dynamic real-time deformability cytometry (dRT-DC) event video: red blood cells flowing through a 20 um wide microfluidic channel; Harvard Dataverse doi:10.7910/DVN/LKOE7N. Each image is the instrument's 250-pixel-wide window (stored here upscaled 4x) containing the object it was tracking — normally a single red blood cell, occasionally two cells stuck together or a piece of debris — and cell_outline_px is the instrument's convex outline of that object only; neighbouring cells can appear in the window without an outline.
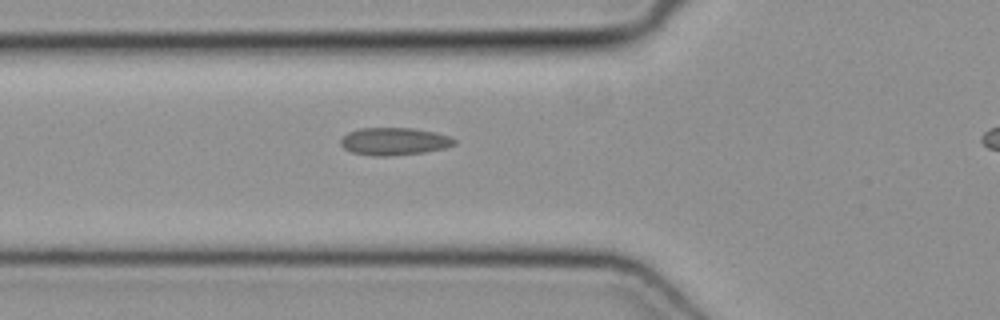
{"species": "common noctule bat (a hibernating species)", "species_latin": "Nyctalus noctula", "temperature_condition": "cold", "stored_images_in_passage": 28, "camera_frame_rate_fps": 3000, "um_per_image_px": 0.085, "animal": {"sex": "female", "body_mass_g": 19.3, "forearm_length_mm": 54.1}, "frame": {"image": 1, "passage_image": 2, "time_ms": 0.333, "image_size_px": [1000, 320], "cell_outline_px": [[456, 144], [444, 148], [424, 152], [388, 156], [372, 156], [352, 152], [344, 148], [340, 144], [340, 140], [348, 132], [360, 128], [412, 128], [432, 132], [448, 136], [456, 140]], "centroid_in_image_um": [33.47, 12.02], "position_along_channel_um": 92.3, "area_um2": 18.09}}
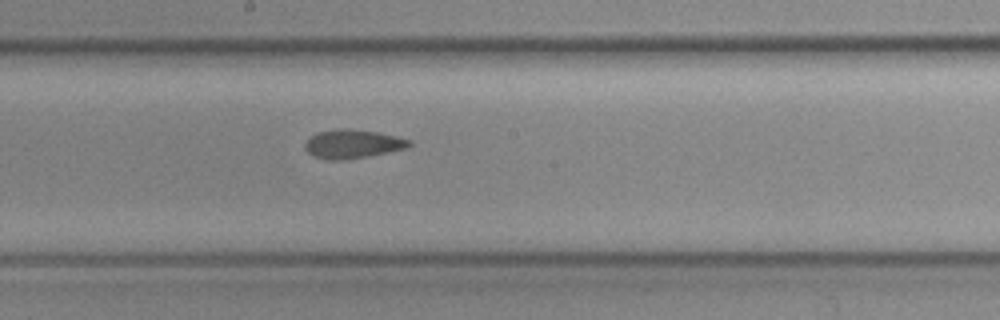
{"frame": {"image": 2, "passage_image": 11, "time_ms": 3.333, "image_size_px": [1000, 320], "cell_outline_px": [[412, 144], [404, 148], [368, 156], [340, 160], [324, 160], [312, 156], [304, 148], [304, 144], [316, 132], [336, 128], [344, 128], [376, 132], [396, 136], [412, 140]], "centroid_in_image_um": [29.92, 12.23], "position_along_channel_um": 218.3, "area_um2": 17.4}}
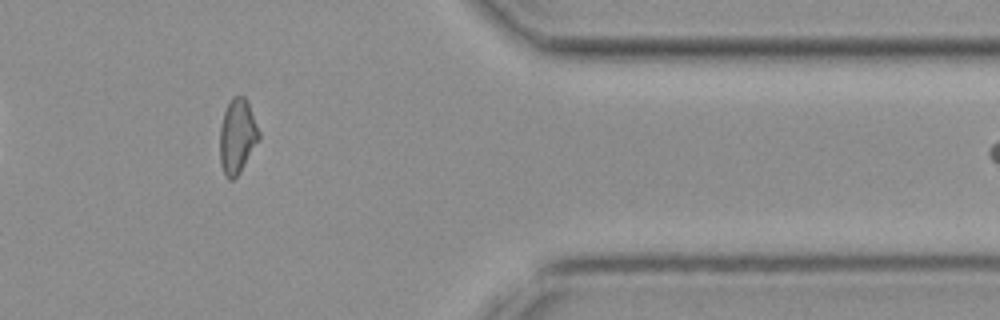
{"frame": {"image": 3, "passage_image": 25, "time_ms": 8.0, "image_size_px": [1000, 320], "cell_outline_px": [[260, 136], [240, 172], [232, 180], [228, 180], [224, 176], [220, 164], [220, 128], [224, 112], [232, 96], [244, 96], [248, 100], [260, 132]], "centroid_in_image_um": [20.16, 11.57], "position_along_channel_um": 391.2, "area_um2": 16.99}}